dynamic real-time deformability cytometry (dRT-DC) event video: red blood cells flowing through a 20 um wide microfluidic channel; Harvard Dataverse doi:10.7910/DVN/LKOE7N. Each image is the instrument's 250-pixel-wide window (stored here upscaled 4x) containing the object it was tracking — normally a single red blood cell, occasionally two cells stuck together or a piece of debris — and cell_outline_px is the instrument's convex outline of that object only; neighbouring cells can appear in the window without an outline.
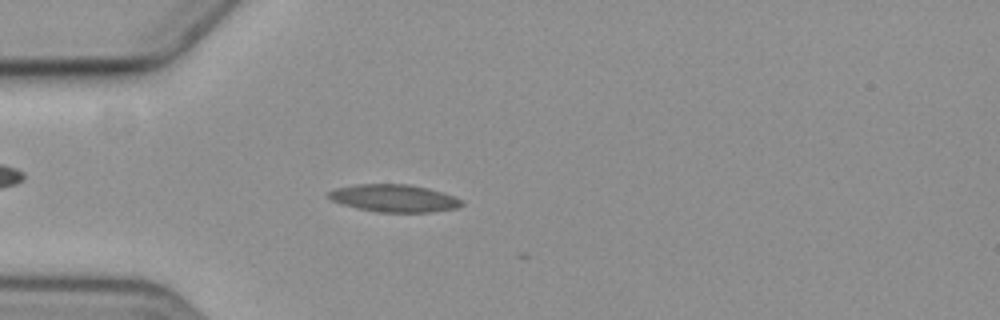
{"species": "common noctule bat (a hibernating species)", "species_latin": "Nyctalus noctula", "temperature_condition": "cold", "stored_images_in_passage": 6, "camera_frame_rate_fps": 3000, "um_per_image_px": 0.085, "animal": {"sex": "female", "body_mass_g": 19.3, "forearm_length_mm": 54.1}, "frame": {"image": 1, "passage_image": 5, "time_ms": 4.667, "image_size_px": [1000, 320], "cell_outline_px": [[464, 204], [456, 208], [432, 212], [376, 212], [356, 208], [332, 200], [328, 196], [328, 192], [336, 188], [356, 184], [408, 184], [428, 188], [452, 196], [460, 200]], "centroid_in_image_um": [33.48, 16.85], "position_along_channel_um": 51.5, "area_um2": 21.1}}